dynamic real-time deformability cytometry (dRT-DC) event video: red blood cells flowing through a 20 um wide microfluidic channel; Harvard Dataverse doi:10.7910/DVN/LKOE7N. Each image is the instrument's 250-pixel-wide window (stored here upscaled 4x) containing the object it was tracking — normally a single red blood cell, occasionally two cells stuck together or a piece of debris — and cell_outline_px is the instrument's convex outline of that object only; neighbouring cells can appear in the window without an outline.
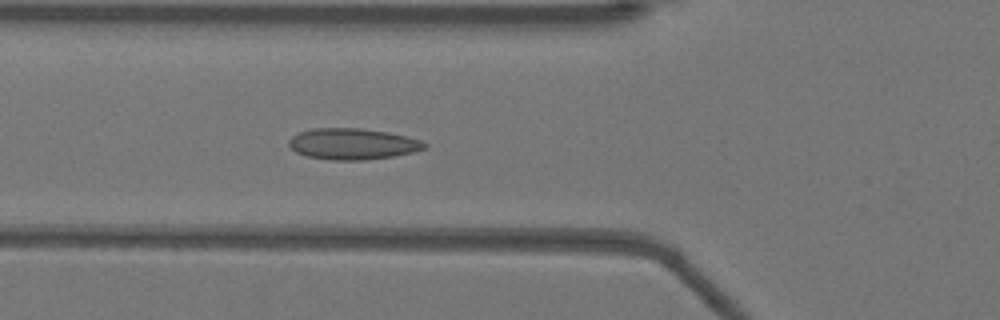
{"species": "Egyptian fruit bat (a non-hibernating species)", "species_latin": "Rousettus aegyptiacus", "temperature_condition": "warm", "stored_images_in_passage": 51, "camera_frame_rate_fps": 3000, "um_per_image_px": 0.085, "animal": {"sex": "female"}, "frame": {"image": 1, "passage_image": 18, "time_ms": 5.667, "image_size_px": [1000, 320], "cell_outline_px": [[428, 148], [412, 152], [392, 156], [364, 160], [328, 160], [308, 156], [296, 152], [288, 144], [288, 140], [292, 136], [300, 132], [312, 128], [360, 128], [388, 132], [420, 140], [428, 144]], "centroid_in_image_um": [29.96, 12.23], "position_along_channel_um": 95.8, "area_um2": 24.57}}
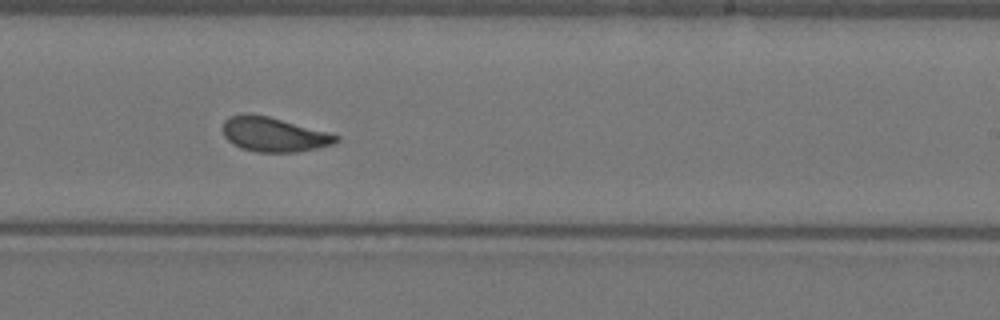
{"frame": {"image": 2, "passage_image": 31, "time_ms": 10.0, "image_size_px": [1000, 320], "cell_outline_px": [[340, 140], [336, 144], [296, 152], [256, 152], [240, 148], [232, 144], [224, 136], [224, 120], [228, 116], [244, 112], [248, 112], [268, 116], [328, 132], [340, 136]], "centroid_in_image_um": [23.26, 11.42], "position_along_channel_um": 265.7, "area_um2": 23.0}}
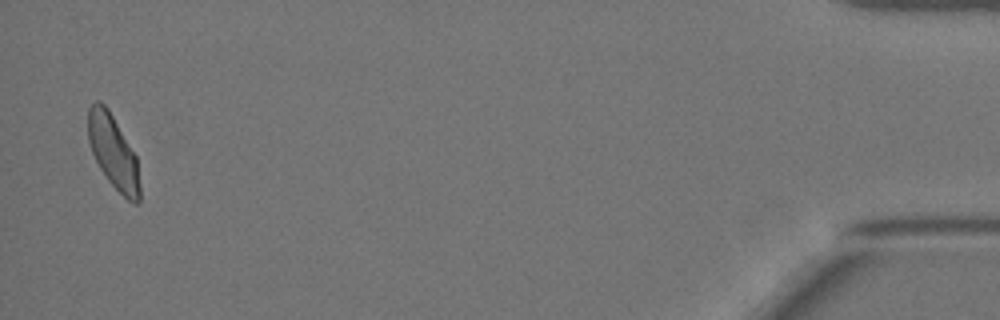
{"frame": {"image": 3, "passage_image": 50, "time_ms": 16.333, "image_size_px": [1000, 320], "cell_outline_px": [[140, 200], [136, 204], [132, 204], [108, 180], [100, 168], [92, 152], [88, 140], [88, 108], [96, 100], [100, 100], [108, 108], [136, 156], [140, 184]], "centroid_in_image_um": [9.62, 12.91], "position_along_channel_um": 425.6, "area_um2": 22.02}, "authors_computed_cell_mechanics": {"area_um2": 23.0044, "velocity_mm_per_s": 3.9178, "shape_relaxation_time_tau1_ms": null, "shape_relaxation_time_tau2_ms": 1.2071, "deformation_change_tau1": null, "deformation_change_tau2": 0.0644}}